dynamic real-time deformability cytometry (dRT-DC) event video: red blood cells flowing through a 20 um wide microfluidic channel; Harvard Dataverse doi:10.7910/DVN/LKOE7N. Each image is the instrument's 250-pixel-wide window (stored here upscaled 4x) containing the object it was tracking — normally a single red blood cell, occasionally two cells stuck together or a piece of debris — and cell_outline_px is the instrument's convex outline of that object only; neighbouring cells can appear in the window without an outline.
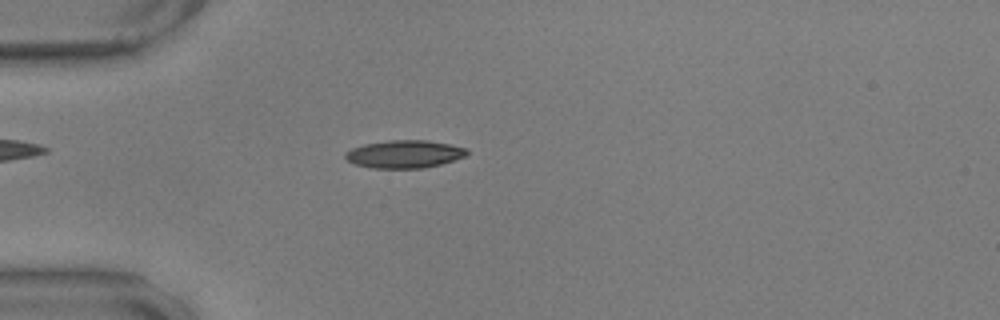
{"species": "common noctule bat (a hibernating species)", "species_latin": "Nyctalus noctula", "temperature_condition": "warm", "stored_images_in_passage": 57, "camera_frame_rate_fps": 3000, "um_per_image_px": 0.085, "animal": {"sex": "male", "body_mass_g": 17.9, "forearm_length_mm": 54.2}, "frame": {"image": 1, "passage_image": 16, "time_ms": 5.0, "image_size_px": [1000, 320], "cell_outline_px": [[468, 156], [440, 164], [424, 168], [372, 168], [356, 164], [348, 160], [344, 156], [344, 152], [352, 148], [364, 144], [388, 140], [428, 140], [468, 148]], "centroid_in_image_um": [34.39, 13.09], "position_along_channel_um": 50.6, "area_um2": 19.77}}
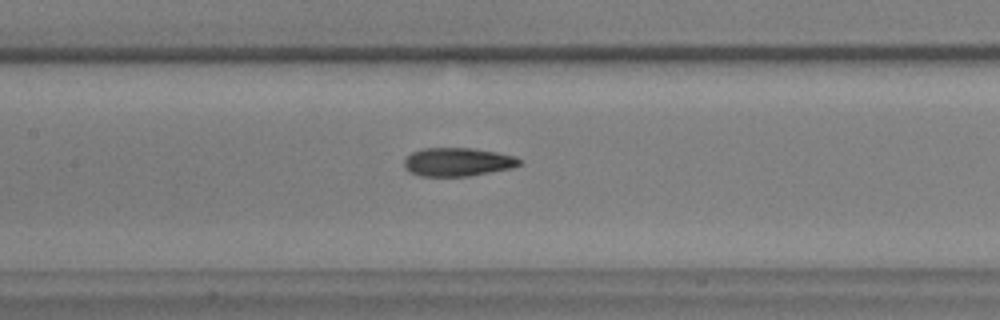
{"frame": {"image": 2, "passage_image": 27, "time_ms": 8.667, "image_size_px": [1000, 320], "cell_outline_px": [[524, 164], [512, 168], [468, 176], [420, 176], [408, 172], [404, 168], [404, 160], [412, 152], [424, 148], [472, 148], [496, 152], [516, 156], [524, 160]], "centroid_in_image_um": [38.94, 13.77], "position_along_channel_um": 168.5, "area_um2": 19.36}}
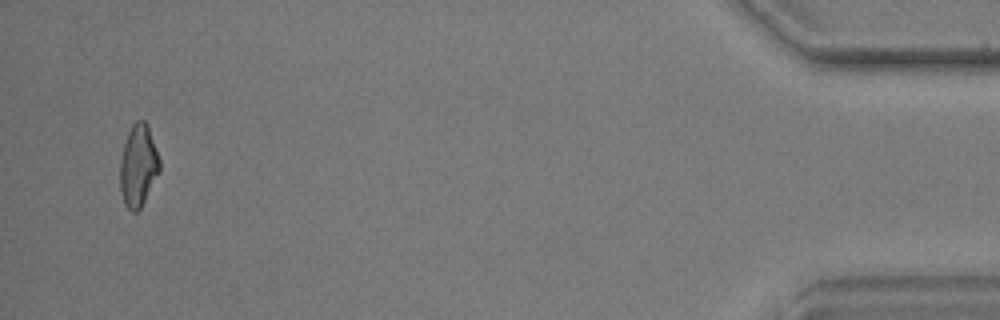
{"frame": {"image": 3, "passage_image": 55, "time_ms": 18.0, "image_size_px": [1000, 320], "cell_outline_px": [[160, 172], [140, 208], [136, 212], [132, 212], [124, 204], [120, 192], [120, 160], [124, 144], [128, 132], [132, 124], [136, 120], [144, 120], [148, 124], [160, 160]], "centroid_in_image_um": [11.75, 14.07], "position_along_channel_um": 423.4, "area_um2": 19.02}, "authors_computed_cell_mechanics": {"area_um2": 19.0162, "velocity_mm_per_s": 3.557, "shape_relaxation_time_tau1_ms": 7.2253, "shape_relaxation_time_tau2_ms": 2.0134, "deformation_change_tau1": 0.1884, "deformation_change_tau2": 0.0892}}